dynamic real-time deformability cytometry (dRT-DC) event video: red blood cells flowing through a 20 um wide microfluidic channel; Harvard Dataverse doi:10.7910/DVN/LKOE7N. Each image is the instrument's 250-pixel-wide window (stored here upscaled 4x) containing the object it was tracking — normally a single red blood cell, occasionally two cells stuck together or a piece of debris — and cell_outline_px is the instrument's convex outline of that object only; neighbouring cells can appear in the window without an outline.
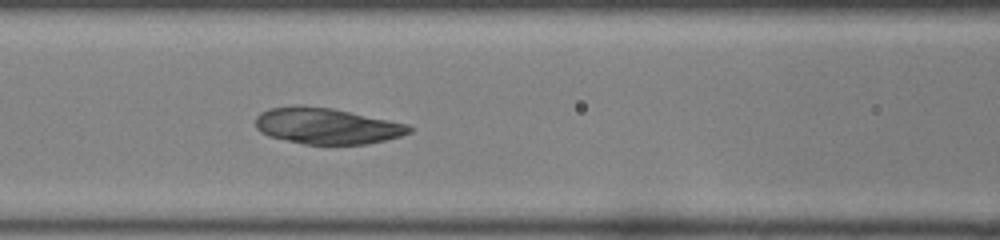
{"species": "common noctule bat (a hibernating species)", "species_latin": "Nyctalus noctula", "temperature_condition": "room temperature", "stored_images_in_passage": 35, "camera_frame_rate_fps": 3000, "um_per_image_px": 0.085, "animal": {"sex": "female", "body_mass_g": 22.0, "forearm_length_mm": 56.7}, "frame": {"image": 1, "passage_image": 13, "time_ms": 4.0, "image_size_px": [1000, 240], "cell_outline_px": [[412, 132], [400, 136], [368, 144], [304, 144], [268, 136], [260, 132], [256, 128], [256, 116], [260, 112], [272, 108], [332, 108], [408, 124], [412, 128]], "centroid_in_image_um": [27.81, 10.74], "position_along_channel_um": 138.8, "area_um2": 31.5}}
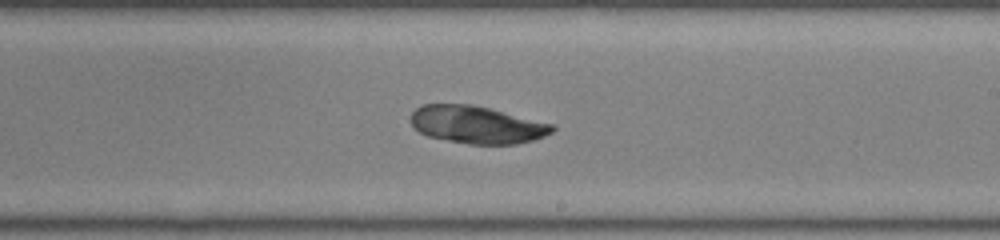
{"frame": {"image": 2, "passage_image": 21, "time_ms": 6.667, "image_size_px": [1000, 240], "cell_outline_px": [[556, 128], [552, 132], [544, 136], [532, 140], [516, 144], [468, 144], [428, 136], [420, 132], [412, 124], [412, 112], [416, 108], [424, 104], [472, 104], [556, 124]], "centroid_in_image_um": [40.58, 10.59], "position_along_channel_um": 248.4, "area_um2": 30.87}}
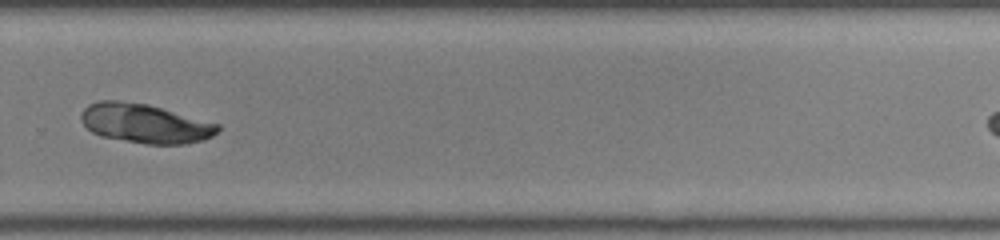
{"frame": {"image": 3, "passage_image": 26, "time_ms": 8.333, "image_size_px": [1000, 240], "cell_outline_px": [[220, 128], [212, 136], [204, 140], [188, 144], [144, 144], [100, 136], [92, 132], [80, 120], [80, 116], [84, 108], [88, 104], [100, 100], [116, 100], [148, 104], [220, 124]], "centroid_in_image_um": [12.32, 10.49], "position_along_channel_um": 317.5, "area_um2": 31.39}}